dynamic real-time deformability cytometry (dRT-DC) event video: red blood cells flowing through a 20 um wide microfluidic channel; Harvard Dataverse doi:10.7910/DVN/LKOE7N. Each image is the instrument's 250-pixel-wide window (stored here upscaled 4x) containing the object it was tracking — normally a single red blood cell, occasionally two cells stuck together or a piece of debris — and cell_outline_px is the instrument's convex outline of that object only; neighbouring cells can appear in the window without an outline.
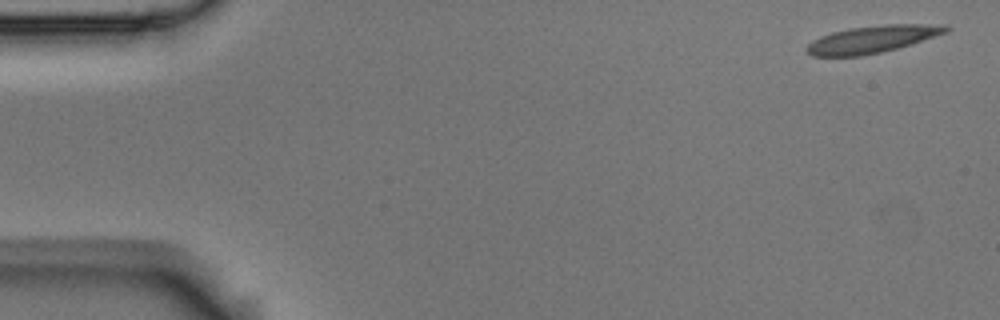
{"species": "Egyptian fruit bat (a non-hibernating species)", "species_latin": "Rousettus aegyptiacus", "temperature_condition": "room temperature", "stored_images_in_passage": 5, "camera_frame_rate_fps": 3000, "um_per_image_px": 0.085, "animal": {"sex": "male"}, "frame": {"image": 1, "passage_image": 1, "time_ms": 0.0, "image_size_px": [1000, 320], "cell_outline_px": [[952, 28], [948, 32], [912, 44], [880, 52], [860, 56], [812, 56], [804, 48], [812, 40], [820, 36], [832, 32], [848, 28], [884, 24], [948, 24]], "centroid_in_image_um": [74.18, 3.32], "position_along_channel_um": 10.8, "area_um2": 22.31}}
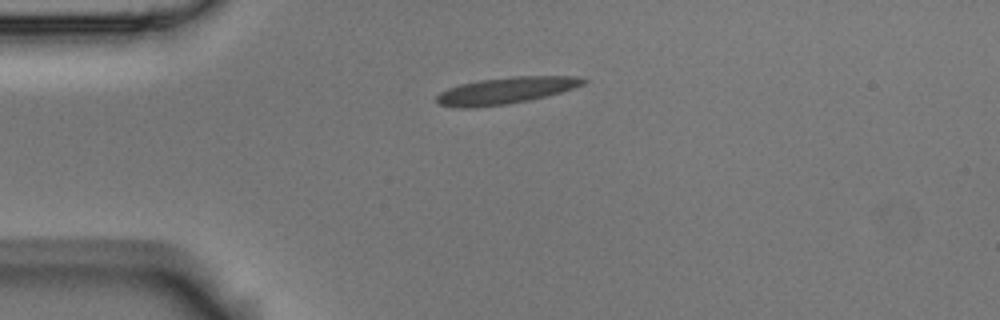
{"frame": {"image": 2, "passage_image": 4, "time_ms": 1.0, "image_size_px": [1000, 320], "cell_outline_px": [[588, 80], [584, 84], [560, 92], [528, 100], [508, 104], [472, 108], [460, 108], [440, 104], [436, 100], [436, 96], [440, 92], [448, 88], [460, 84], [480, 80], [512, 76], [576, 76]], "centroid_in_image_um": [42.97, 7.69], "position_along_channel_um": 42.0, "area_um2": 22.6}}